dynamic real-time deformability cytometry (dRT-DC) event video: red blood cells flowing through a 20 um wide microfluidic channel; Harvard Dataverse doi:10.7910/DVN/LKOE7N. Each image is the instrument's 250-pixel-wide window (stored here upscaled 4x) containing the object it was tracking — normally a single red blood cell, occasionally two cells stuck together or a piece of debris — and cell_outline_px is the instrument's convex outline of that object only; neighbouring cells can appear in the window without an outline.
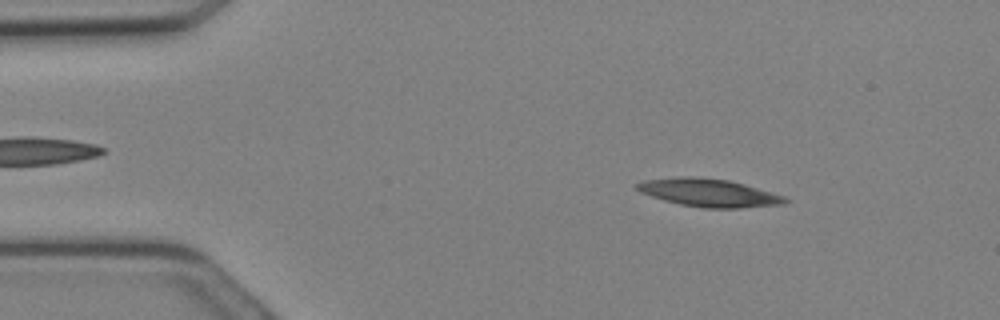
{"species": "Egyptian fruit bat (a non-hibernating species)", "species_latin": "Rousettus aegyptiacus", "temperature_condition": "cold", "stored_images_in_passage": 11, "camera_frame_rate_fps": 3000, "um_per_image_px": 0.085, "animal": {"sex": "female"}, "frame": {"image": 1, "passage_image": 3, "time_ms": 0.667, "image_size_px": [1000, 320], "cell_outline_px": [[788, 200], [784, 204], [740, 208], [704, 208], [680, 204], [664, 200], [640, 192], [636, 188], [636, 184], [644, 180], [680, 176], [688, 176], [728, 180], [744, 184], [784, 196]], "centroid_in_image_um": [60.23, 16.38], "position_along_channel_um": 24.8, "area_um2": 23.87}}
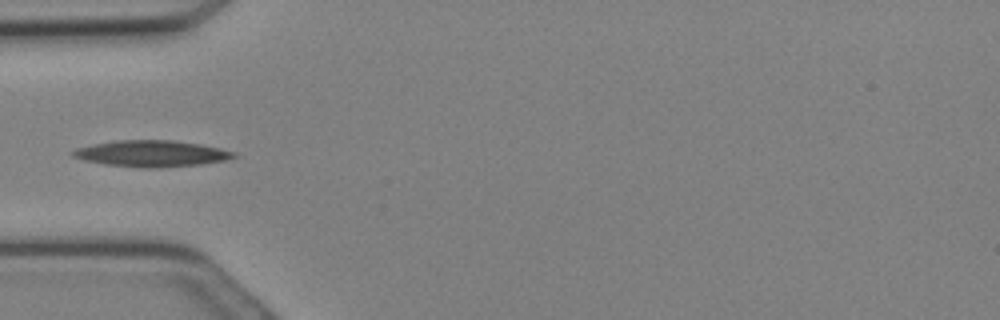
{"frame": {"image": 2, "passage_image": 8, "time_ms": 2.333, "image_size_px": [1000, 320], "cell_outline_px": [[240, 156], [224, 160], [200, 164], [160, 168], [140, 168], [104, 164], [84, 160], [72, 156], [68, 152], [76, 148], [92, 144], [116, 140], [176, 140], [200, 144], [220, 148], [236, 152]], "centroid_in_image_um": [12.87, 13.05], "position_along_channel_um": 72.1, "area_um2": 24.97}}
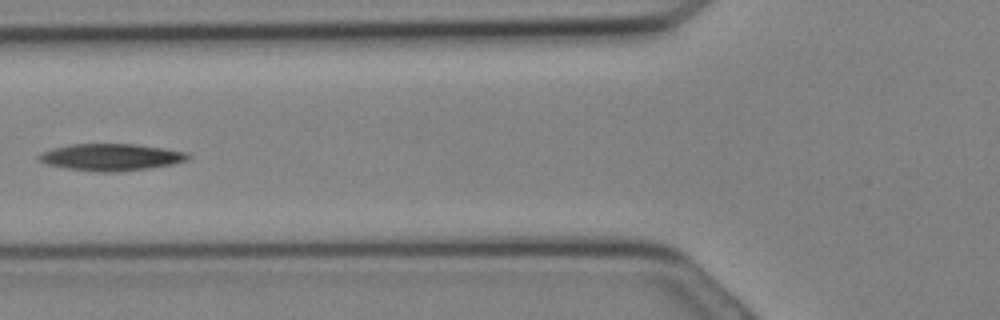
{"frame": {"image": 3, "passage_image": 10, "time_ms": 3.0, "image_size_px": [1000, 320], "cell_outline_px": [[192, 156], [188, 160], [172, 164], [148, 168], [116, 172], [100, 172], [68, 168], [48, 164], [40, 160], [36, 156], [40, 152], [52, 148], [72, 144], [136, 144], [164, 148], [188, 152]], "centroid_in_image_um": [9.47, 13.35], "position_along_channel_um": 116.3, "area_um2": 23.35}}